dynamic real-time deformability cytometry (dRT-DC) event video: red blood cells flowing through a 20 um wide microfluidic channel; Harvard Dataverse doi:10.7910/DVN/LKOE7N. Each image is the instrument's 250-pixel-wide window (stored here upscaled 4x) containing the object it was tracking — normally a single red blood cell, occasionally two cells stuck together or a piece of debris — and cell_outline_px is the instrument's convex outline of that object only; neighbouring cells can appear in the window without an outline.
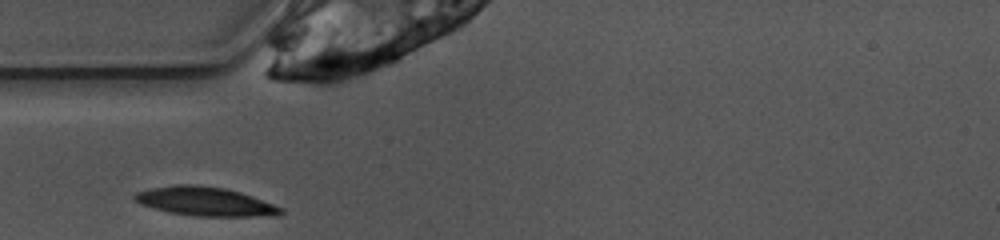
{"species": "common noctule bat (a hibernating species)", "species_latin": "Nyctalus noctula", "temperature_condition": "warm", "stored_images_in_passage": 23, "camera_frame_rate_fps": 3000, "um_per_image_px": 0.085, "animal": {"sex": "female", "body_mass_g": 10.0, "forearm_length_mm": 53.1}, "frame": {"image": 1, "passage_image": 1, "time_ms": 0.0, "image_size_px": [1000, 240], "cell_outline_px": [[284, 212], [280, 216], [196, 216], [168, 212], [152, 208], [140, 204], [132, 196], [136, 192], [152, 188], [176, 184], [196, 184], [224, 188], [240, 192], [252, 196], [284, 208]], "centroid_in_image_um": [17.46, 17.13], "position_along_channel_um": 67.5, "area_um2": 24.74}}
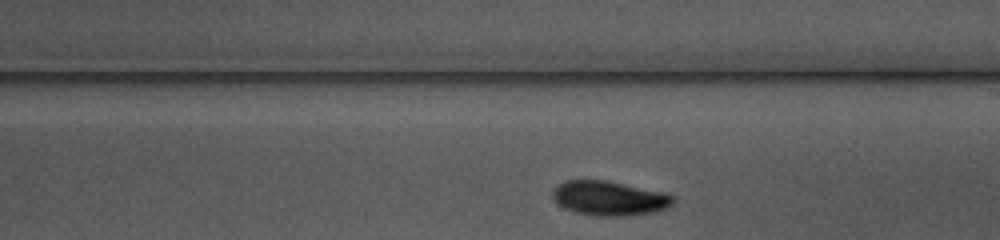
{"frame": {"image": 2, "passage_image": 14, "time_ms": 4.333, "image_size_px": [1000, 240], "cell_outline_px": [[676, 200], [672, 204], [656, 212], [624, 216], [596, 216], [576, 212], [560, 204], [552, 196], [552, 192], [556, 184], [564, 180], [604, 180], [664, 192], [676, 196]], "centroid_in_image_um": [51.82, 16.84], "position_along_channel_um": 237.2, "area_um2": 24.16}}
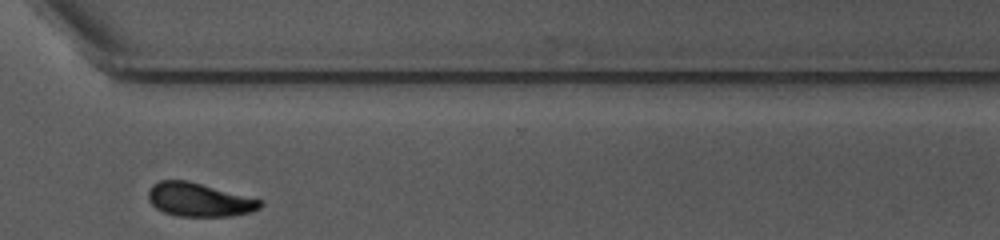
{"frame": {"image": 3, "passage_image": 23, "time_ms": 7.333, "image_size_px": [1000, 240], "cell_outline_px": [[264, 204], [260, 208], [252, 212], [232, 216], [176, 216], [164, 212], [156, 208], [148, 200], [148, 188], [152, 184], [160, 180], [188, 180], [264, 200]], "centroid_in_image_um": [16.94, 16.97], "position_along_channel_um": 353.7, "area_um2": 22.25}}